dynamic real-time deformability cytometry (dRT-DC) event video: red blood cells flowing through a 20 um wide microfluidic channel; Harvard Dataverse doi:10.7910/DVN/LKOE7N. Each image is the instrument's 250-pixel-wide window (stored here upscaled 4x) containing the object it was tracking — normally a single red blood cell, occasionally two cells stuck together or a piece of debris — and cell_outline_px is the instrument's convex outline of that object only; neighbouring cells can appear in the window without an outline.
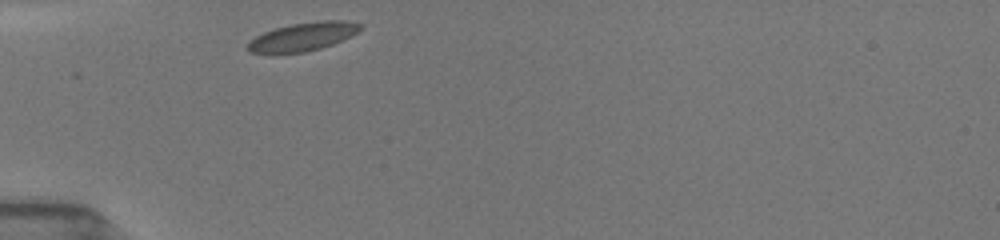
{"species": "common noctule bat (a hibernating species)", "species_latin": "Nyctalus noctula", "temperature_condition": "room temperature", "stored_images_in_passage": 5, "camera_frame_rate_fps": 3000, "um_per_image_px": 0.085, "animal": {"sex": "female", "body_mass_g": 19.5, "forearm_length_mm": 54.1}, "frame": {"image": 1, "passage_image": 1, "time_ms": 0.0, "image_size_px": [1000, 240], "cell_outline_px": [[364, 28], [352, 36], [332, 44], [320, 48], [304, 52], [276, 56], [272, 56], [248, 52], [244, 48], [248, 40], [264, 32], [276, 28], [292, 24], [316, 20], [348, 20], [364, 24]], "centroid_in_image_um": [25.69, 3.15], "position_along_channel_um": 59.3, "area_um2": 19.65}}